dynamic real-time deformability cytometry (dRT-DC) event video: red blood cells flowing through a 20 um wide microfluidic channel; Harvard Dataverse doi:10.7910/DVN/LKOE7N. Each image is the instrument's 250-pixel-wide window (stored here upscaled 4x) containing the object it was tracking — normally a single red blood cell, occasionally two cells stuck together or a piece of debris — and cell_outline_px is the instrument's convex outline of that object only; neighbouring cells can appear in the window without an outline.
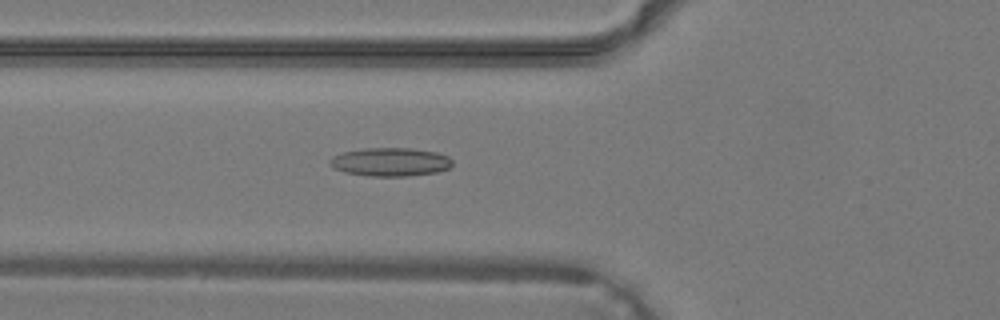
{"species": "common noctule bat (a hibernating species)", "species_latin": "Nyctalus noctula", "temperature_condition": "warm", "stored_images_in_passage": 29, "camera_frame_rate_fps": 3000, "um_per_image_px": 0.085, "animal": {"sex": "male", "body_mass_g": 19.2, "forearm_length_mm": 51.8}, "frame": {"image": 1, "passage_image": 6, "time_ms": 1.667, "image_size_px": [1000, 320], "cell_outline_px": [[452, 164], [448, 168], [436, 172], [404, 176], [368, 176], [344, 172], [332, 168], [328, 160], [332, 156], [344, 152], [364, 148], [412, 148], [436, 152], [448, 156], [452, 160]], "centroid_in_image_um": [33.14, 13.76], "position_along_channel_um": 92.7, "area_um2": 20.35}}
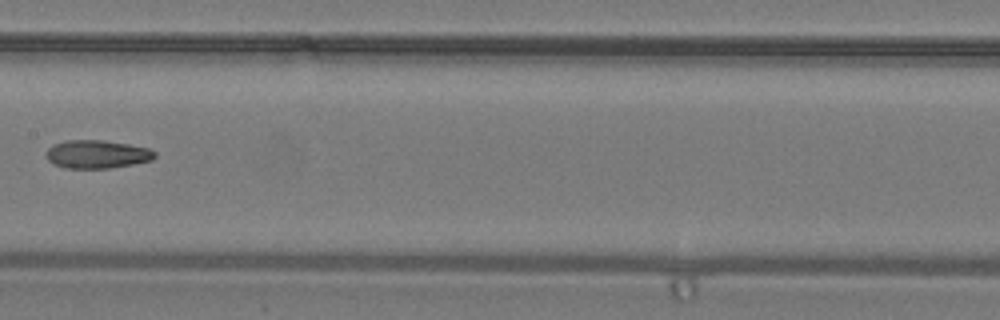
{"frame": {"image": 2, "passage_image": 12, "time_ms": 3.667, "image_size_px": [1000, 320], "cell_outline_px": [[156, 156], [152, 160], [132, 164], [108, 168], [64, 168], [52, 164], [48, 160], [44, 152], [52, 144], [68, 140], [104, 140], [128, 144], [148, 148], [156, 152]], "centroid_in_image_um": [8.2, 13.11], "position_along_channel_um": 199.2, "area_um2": 17.98}}
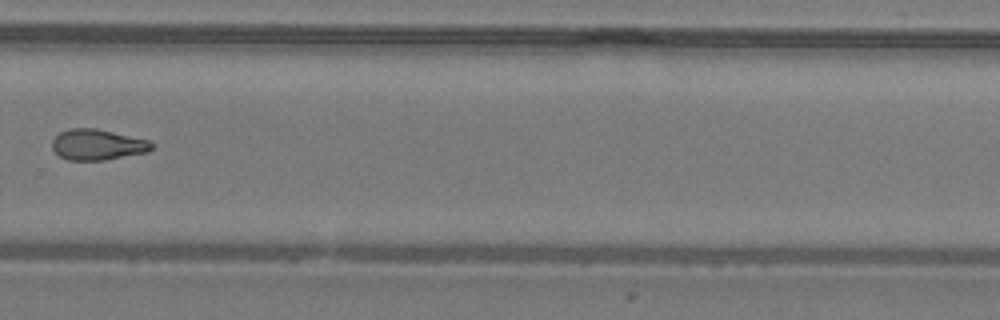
{"frame": {"image": 3, "passage_image": 19, "time_ms": 6.0, "image_size_px": [1000, 320], "cell_outline_px": [[156, 144], [148, 152], [104, 160], [68, 160], [60, 156], [52, 148], [52, 140], [60, 132], [68, 128], [96, 128], [148, 140]], "centroid_in_image_um": [8.29, 12.29], "position_along_channel_um": 321.5, "area_um2": 17.86}}